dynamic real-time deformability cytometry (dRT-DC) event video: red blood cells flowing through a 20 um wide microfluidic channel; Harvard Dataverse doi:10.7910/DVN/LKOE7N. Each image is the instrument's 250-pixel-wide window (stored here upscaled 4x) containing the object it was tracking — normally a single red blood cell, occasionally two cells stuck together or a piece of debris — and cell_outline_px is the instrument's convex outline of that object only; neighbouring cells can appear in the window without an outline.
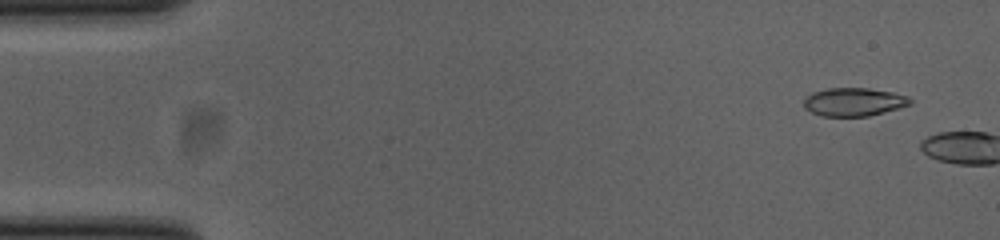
{"species": "common noctule bat (a hibernating species)", "species_latin": "Nyctalus noctula", "temperature_condition": "cold", "stored_images_in_passage": 4, "camera_frame_rate_fps": 3000, "um_per_image_px": 0.085, "animal": {"sex": "female", "body_mass_g": 23.0, "forearm_length_mm": 53.4}, "frame": {"image": 1, "passage_image": 3, "time_ms": 0.667, "image_size_px": [1000, 240], "cell_outline_px": [[912, 104], [884, 112], [868, 116], [820, 116], [804, 108], [804, 100], [812, 92], [828, 88], [868, 88], [892, 92], [908, 96], [912, 100]], "centroid_in_image_um": [72.58, 8.66], "position_along_channel_um": 12.4, "area_um2": 17.51}}